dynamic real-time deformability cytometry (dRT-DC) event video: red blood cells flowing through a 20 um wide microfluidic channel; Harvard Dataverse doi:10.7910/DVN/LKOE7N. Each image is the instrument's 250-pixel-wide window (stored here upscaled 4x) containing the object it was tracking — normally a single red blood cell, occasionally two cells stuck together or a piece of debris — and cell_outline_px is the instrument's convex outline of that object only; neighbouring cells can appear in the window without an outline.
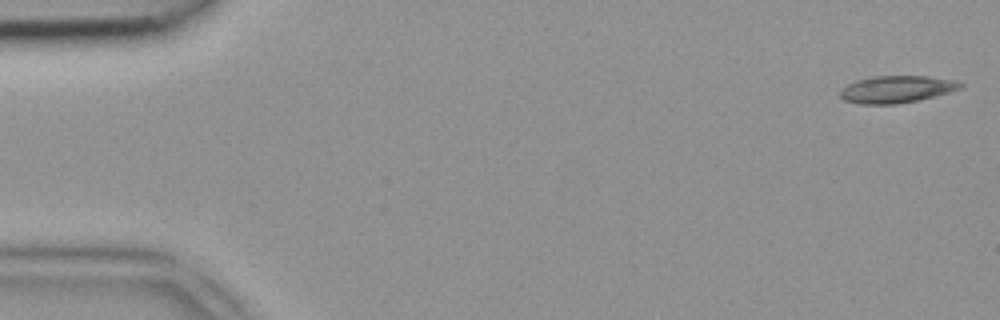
{"species": "common noctule bat (a hibernating species)", "species_latin": "Nyctalus noctula", "temperature_condition": "room temperature", "stored_images_in_passage": 5, "camera_frame_rate_fps": 3000, "um_per_image_px": 0.085, "animal": {"sex": "female", "body_mass_g": 18.4}, "frame": {"image": 1, "passage_image": 1, "time_ms": 0.0, "image_size_px": [1000, 320], "cell_outline_px": [[964, 84], [960, 88], [948, 92], [916, 100], [896, 104], [860, 104], [844, 100], [840, 96], [840, 88], [856, 80], [872, 76], [928, 76], [952, 80]], "centroid_in_image_um": [76.14, 7.58], "position_along_channel_um": 8.9, "area_um2": 18.79}}
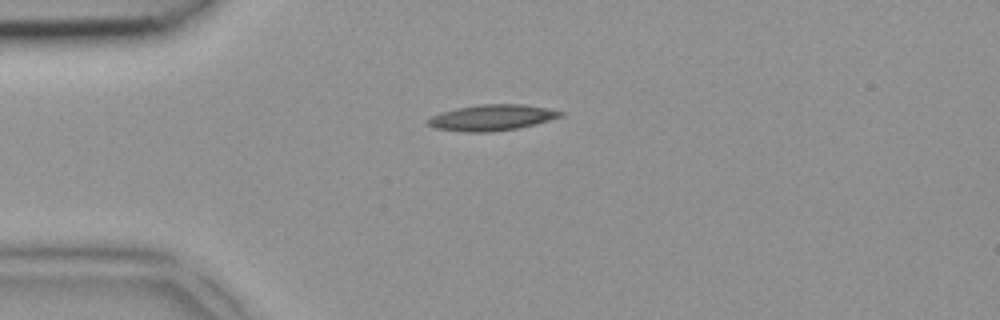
{"frame": {"image": 2, "passage_image": 3, "time_ms": 0.667, "image_size_px": [1000, 320], "cell_outline_px": [[564, 116], [536, 124], [520, 128], [492, 132], [464, 132], [436, 128], [428, 124], [428, 120], [432, 116], [440, 112], [456, 108], [480, 104], [524, 104], [564, 112]], "centroid_in_image_um": [41.83, 10.0], "position_along_channel_um": 43.2, "area_um2": 20.06}}